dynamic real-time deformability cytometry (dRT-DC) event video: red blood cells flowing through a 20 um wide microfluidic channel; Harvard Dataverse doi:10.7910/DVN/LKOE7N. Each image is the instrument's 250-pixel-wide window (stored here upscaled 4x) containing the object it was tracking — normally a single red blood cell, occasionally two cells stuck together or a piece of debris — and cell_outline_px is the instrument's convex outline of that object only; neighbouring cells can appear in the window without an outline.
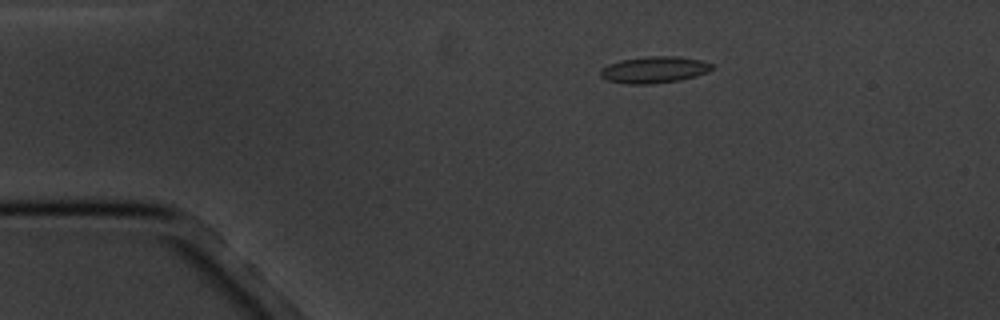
{"species": "common noctule bat (a hibernating species)", "species_latin": "Nyctalus noctula", "temperature_condition": "cold", "stored_images_in_passage": 4, "camera_frame_rate_fps": 3000, "um_per_image_px": 0.085, "animal": {"sex": "male", "body_mass_g": 20.1, "forearm_length_mm": 53.5}, "frame": {"image": 1, "passage_image": 2, "time_ms": 2.0, "image_size_px": [1000, 320], "cell_outline_px": [[712, 68], [708, 72], [696, 76], [680, 80], [652, 84], [624, 84], [608, 80], [600, 76], [600, 68], [608, 64], [620, 60], [648, 56], [676, 56], [700, 60], [712, 64]], "centroid_in_image_um": [55.57, 5.93], "position_along_channel_um": 29.4, "area_um2": 17.34}}
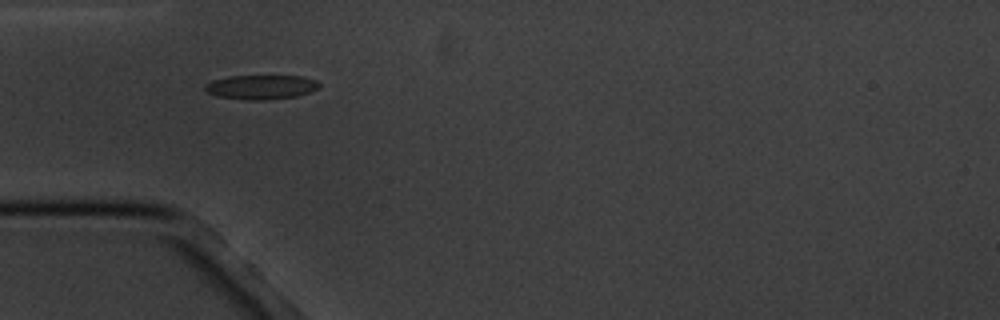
{"frame": {"image": 2, "passage_image": 4, "time_ms": 4.333, "image_size_px": [1000, 320], "cell_outline_px": [[320, 88], [296, 96], [268, 100], [248, 100], [216, 96], [208, 92], [204, 88], [204, 84], [212, 80], [228, 76], [304, 76], [316, 80], [320, 84]], "centroid_in_image_um": [22.19, 7.4], "position_along_channel_um": 62.8, "area_um2": 16.3}}